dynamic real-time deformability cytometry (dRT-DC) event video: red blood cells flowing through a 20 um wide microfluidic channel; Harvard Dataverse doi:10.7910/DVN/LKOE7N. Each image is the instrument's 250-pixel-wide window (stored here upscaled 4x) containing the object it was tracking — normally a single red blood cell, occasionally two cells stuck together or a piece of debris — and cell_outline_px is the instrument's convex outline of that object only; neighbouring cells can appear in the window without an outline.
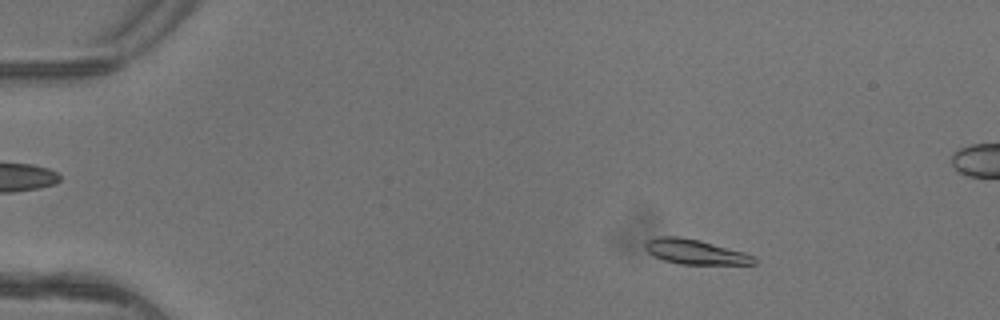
{"species": "common noctule bat (a hibernating species)", "species_latin": "Nyctalus noctula", "temperature_condition": "warm", "stored_images_in_passage": 5, "camera_frame_rate_fps": 3000, "um_per_image_px": 0.085, "animal": {"sex": "female"}, "frame": {"image": 1, "passage_image": 2, "time_ms": 0.333, "image_size_px": [1000, 320], "cell_outline_px": [[756, 264], [680, 264], [664, 260], [648, 252], [644, 248], [644, 244], [648, 240], [660, 236], [680, 236], [700, 240], [744, 252], [752, 256], [756, 260]], "centroid_in_image_um": [59.08, 21.4], "position_along_channel_um": 25.9, "area_um2": 15.61}}